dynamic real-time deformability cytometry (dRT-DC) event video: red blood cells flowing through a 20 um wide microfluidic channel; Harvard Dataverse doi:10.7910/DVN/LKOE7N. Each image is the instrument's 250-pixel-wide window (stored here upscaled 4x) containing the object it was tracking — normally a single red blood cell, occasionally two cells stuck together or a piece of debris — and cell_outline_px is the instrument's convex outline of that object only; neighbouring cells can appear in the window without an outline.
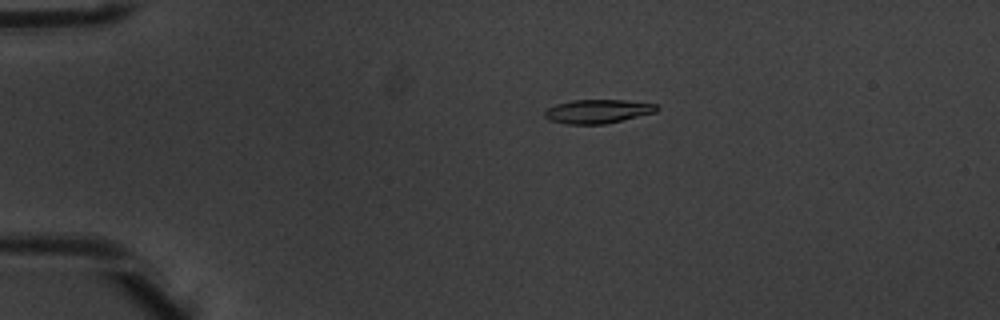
{"species": "common noctule bat (a hibernating species)", "species_latin": "Nyctalus noctula", "temperature_condition": "warm", "stored_images_in_passage": 5, "camera_frame_rate_fps": 3000, "um_per_image_px": 0.085, "animal": {"sex": "male", "body_mass_g": 20.1, "forearm_length_mm": 53.5}, "frame": {"image": 1, "passage_image": 3, "time_ms": 0.667, "image_size_px": [1000, 320], "cell_outline_px": [[660, 108], [656, 112], [604, 124], [568, 124], [548, 120], [544, 116], [544, 112], [548, 108], [556, 104], [572, 100], [624, 100], [656, 104]], "centroid_in_image_um": [50.79, 9.46], "position_along_channel_um": 34.2, "area_um2": 15.49}}
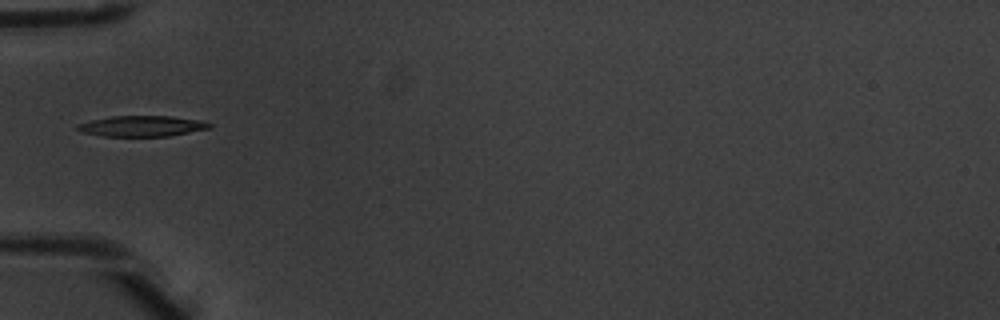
{"frame": {"image": 2, "passage_image": 5, "time_ms": 1.333, "image_size_px": [1000, 320], "cell_outline_px": [[212, 128], [168, 136], [100, 136], [80, 132], [76, 128], [76, 124], [92, 120], [112, 116], [168, 116], [196, 120], [212, 124]], "centroid_in_image_um": [12.0, 10.72], "position_along_channel_um": 73.0, "area_um2": 15.84}}